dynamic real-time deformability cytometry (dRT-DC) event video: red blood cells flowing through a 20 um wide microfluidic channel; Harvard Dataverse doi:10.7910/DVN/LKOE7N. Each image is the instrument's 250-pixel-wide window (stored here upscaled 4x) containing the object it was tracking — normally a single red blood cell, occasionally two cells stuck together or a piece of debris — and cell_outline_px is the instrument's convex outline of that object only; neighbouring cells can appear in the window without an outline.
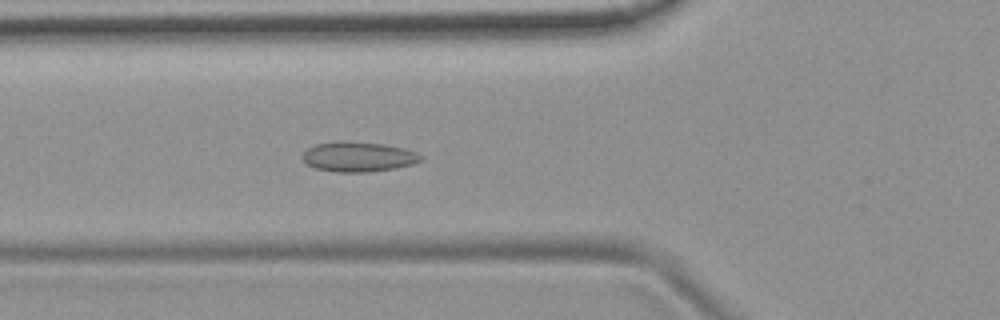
{"species": "common noctule bat (a hibernating species)", "species_latin": "Nyctalus noctula", "temperature_condition": "room temperature", "stored_images_in_passage": 53, "camera_frame_rate_fps": 3000, "um_per_image_px": 0.085, "animal": {"sex": "female", "body_mass_g": 19.9}, "frame": {"image": 1, "passage_image": 19, "time_ms": 6.0, "image_size_px": [1000, 320], "cell_outline_px": [[424, 160], [412, 164], [396, 168], [368, 172], [336, 172], [316, 168], [308, 164], [300, 156], [308, 148], [316, 144], [384, 144], [404, 148], [416, 152], [424, 156]], "centroid_in_image_um": [30.53, 13.37], "position_along_channel_um": 95.3, "area_um2": 19.83}}
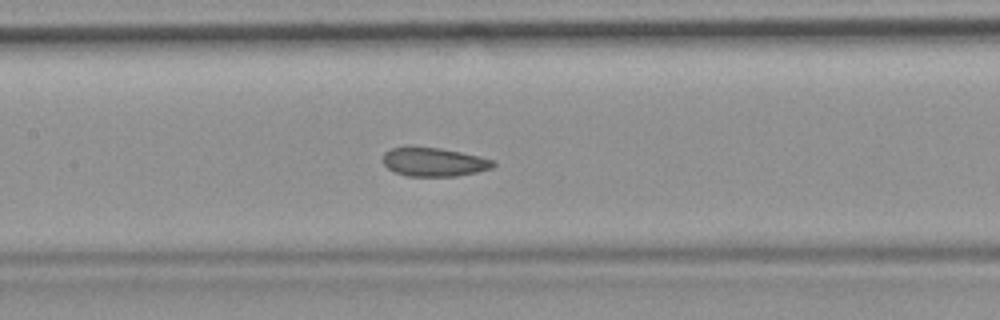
{"frame": {"image": 2, "passage_image": 25, "time_ms": 8.0, "image_size_px": [1000, 320], "cell_outline_px": [[496, 164], [492, 168], [476, 172], [456, 176], [408, 176], [396, 172], [388, 168], [384, 164], [384, 152], [392, 148], [408, 144], [412, 144], [440, 148], [480, 156], [496, 160]], "centroid_in_image_um": [36.88, 13.73], "position_along_channel_um": 170.5, "area_um2": 18.9}}
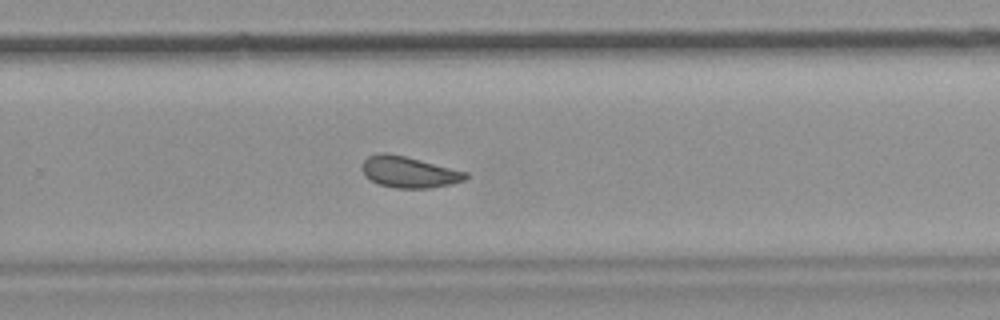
{"frame": {"image": 3, "passage_image": 35, "time_ms": 11.333, "image_size_px": [1000, 320], "cell_outline_px": [[468, 176], [464, 180], [452, 184], [428, 188], [396, 188], [380, 184], [364, 176], [360, 168], [360, 164], [368, 156], [380, 152], [388, 152], [468, 172]], "centroid_in_image_um": [34.72, 14.61], "position_along_channel_um": 295.1, "area_um2": 18.9}, "authors_computed_cell_mechanics": {"area_um2": 19.4786, "velocity_mm_per_s": 3.7496, "shape_relaxation_time_tau1_ms": null, "shape_relaxation_time_tau2_ms": 2.0956, "deformation_change_tau1": null, "deformation_change_tau2": 0.0647}}